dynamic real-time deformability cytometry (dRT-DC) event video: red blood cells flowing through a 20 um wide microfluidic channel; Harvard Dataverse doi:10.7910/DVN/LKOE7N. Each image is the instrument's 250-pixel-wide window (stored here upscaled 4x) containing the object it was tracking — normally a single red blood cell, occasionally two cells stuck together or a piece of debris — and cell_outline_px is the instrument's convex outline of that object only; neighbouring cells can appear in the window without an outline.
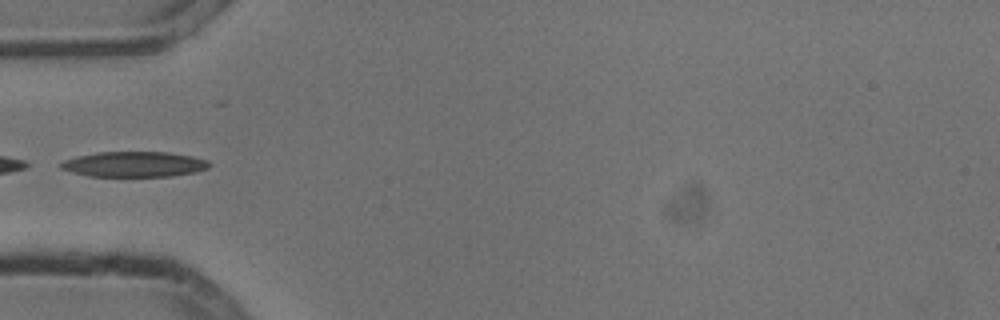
{"species": "common noctule bat (a hibernating species)", "species_latin": "Nyctalus noctula", "temperature_condition": "cold", "stored_images_in_passage": 7, "camera_frame_rate_fps": 3000, "um_per_image_px": 0.085, "animal": {"sex": "male", "body_mass_g": 13.3}, "frame": {"image": 1, "passage_image": 1, "time_ms": 0.0, "image_size_px": [1000, 320], "cell_outline_px": [[212, 164], [208, 168], [196, 172], [172, 176], [88, 176], [72, 172], [60, 168], [56, 164], [64, 160], [76, 156], [96, 152], [168, 152], [192, 156], [208, 160]], "centroid_in_image_um": [11.39, 13.96], "position_along_channel_um": 73.6, "area_um2": 22.14}}
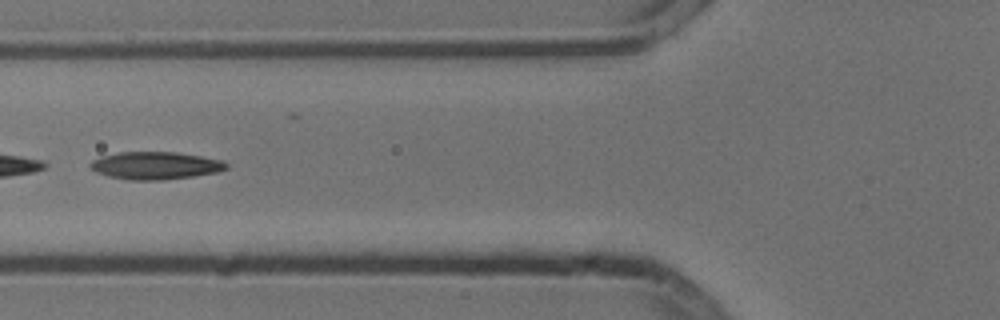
{"frame": {"image": 2, "passage_image": 4, "time_ms": 1.0, "image_size_px": [1000, 320], "cell_outline_px": [[228, 168], [216, 172], [192, 176], [164, 180], [128, 180], [108, 176], [96, 172], [88, 164], [92, 160], [100, 156], [120, 152], [176, 152], [224, 160], [228, 164]], "centroid_in_image_um": [13.2, 14.07], "position_along_channel_um": 112.6, "area_um2": 21.91}}